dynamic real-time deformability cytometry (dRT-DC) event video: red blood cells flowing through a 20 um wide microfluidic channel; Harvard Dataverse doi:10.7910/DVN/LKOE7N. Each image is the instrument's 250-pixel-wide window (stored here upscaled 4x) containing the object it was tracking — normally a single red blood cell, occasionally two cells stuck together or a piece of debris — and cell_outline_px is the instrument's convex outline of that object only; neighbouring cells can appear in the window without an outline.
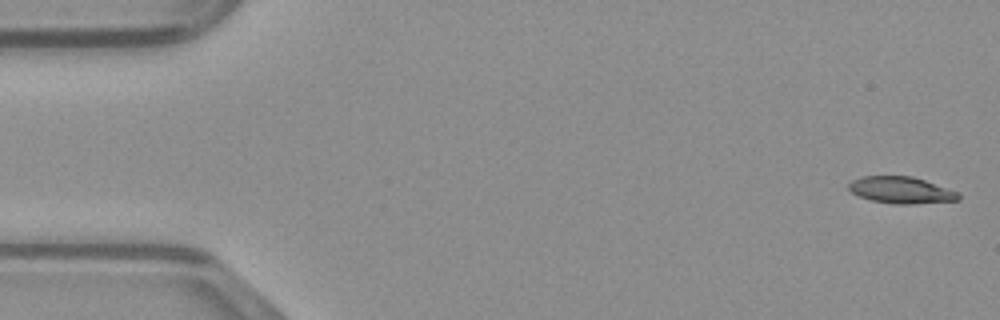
{"species": "common noctule bat (a hibernating species)", "species_latin": "Nyctalus noctula", "temperature_condition": "warm", "stored_images_in_passage": 15, "camera_frame_rate_fps": 3000, "um_per_image_px": 0.085, "animal": {"sex": "male", "body_mass_g": 23.1, "forearm_length_mm": 52.7}, "frame": {"image": 1, "passage_image": 1, "time_ms": 0.0, "image_size_px": [1000, 320], "cell_outline_px": [[960, 200], [916, 204], [892, 204], [872, 200], [860, 196], [852, 192], [848, 188], [848, 184], [852, 180], [864, 176], [912, 176], [960, 192]], "centroid_in_image_um": [76.63, 16.16], "position_along_channel_um": 8.4, "area_um2": 17.11}}
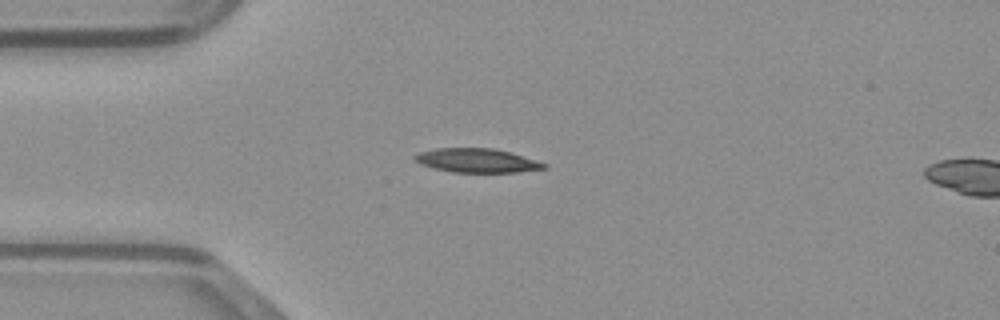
{"frame": {"image": 2, "passage_image": 12, "time_ms": 3.667, "image_size_px": [1000, 320], "cell_outline_px": [[548, 168], [516, 172], [452, 172], [420, 164], [412, 156], [420, 152], [436, 148], [492, 148], [508, 152], [548, 164]], "centroid_in_image_um": [40.53, 13.64], "position_along_channel_um": 44.5, "area_um2": 17.8}}